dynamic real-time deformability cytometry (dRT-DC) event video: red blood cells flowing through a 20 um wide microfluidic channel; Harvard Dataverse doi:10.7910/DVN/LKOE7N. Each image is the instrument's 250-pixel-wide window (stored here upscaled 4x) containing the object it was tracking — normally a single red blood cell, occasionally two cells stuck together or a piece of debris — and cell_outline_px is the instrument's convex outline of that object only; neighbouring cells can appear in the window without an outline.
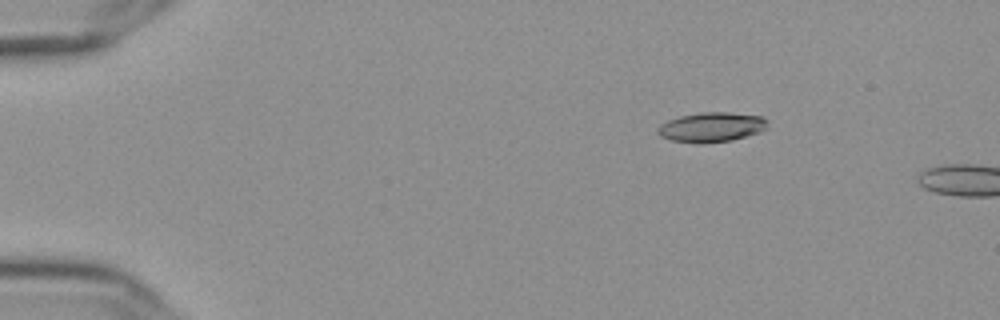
{"species": "Egyptian fruit bat (a non-hibernating species)", "species_latin": "Rousettus aegyptiacus", "temperature_condition": "cold", "stored_images_in_passage": 12, "camera_frame_rate_fps": 3000, "um_per_image_px": 0.085, "frame": {"image": 1, "passage_image": 9, "time_ms": 2.667, "image_size_px": [1000, 320], "cell_outline_px": [[768, 128], [760, 132], [732, 140], [672, 140], [660, 136], [656, 132], [656, 128], [660, 124], [668, 120], [680, 116], [700, 112], [728, 112], [760, 116], [768, 120]], "centroid_in_image_um": [60.51, 10.75], "position_along_channel_um": 24.5, "area_um2": 18.32}}